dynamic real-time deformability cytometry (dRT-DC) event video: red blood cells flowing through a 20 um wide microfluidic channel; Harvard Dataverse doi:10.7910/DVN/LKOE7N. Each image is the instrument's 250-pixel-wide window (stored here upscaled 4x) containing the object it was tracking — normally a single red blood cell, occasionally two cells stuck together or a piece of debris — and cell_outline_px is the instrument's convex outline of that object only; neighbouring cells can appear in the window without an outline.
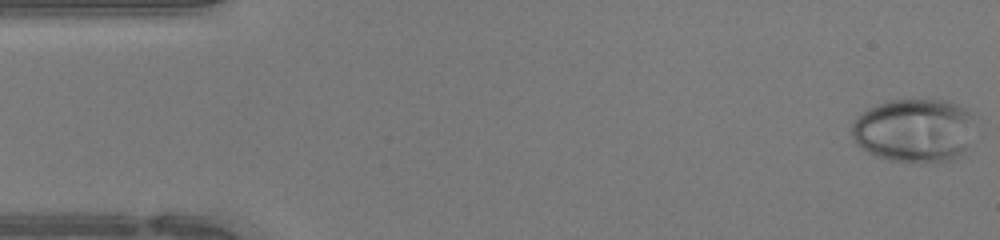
{"species": "human", "species_latin": "Homo sapiens", "temperature_condition": "warm", "stored_images_in_passage": 47, "camera_frame_rate_fps": 3000, "um_per_image_px": 0.085, "donor": {"sex": "female"}, "frame": {"image": 1, "passage_image": 1, "time_ms": 0.0, "image_size_px": [1000, 240], "cell_outline_px": [[976, 116], [968, 144], [964, 152], [960, 156], [952, 160], [924, 164], [908, 164], [888, 160], [876, 156], [860, 148], [856, 144], [852, 136], [852, 124], [856, 116], [860, 112], [876, 104], [888, 100], [948, 100], [960, 104], [976, 112]], "centroid_in_image_um": [77.74, 11.09], "position_along_channel_um": 7.3, "area_um2": 47.28}}
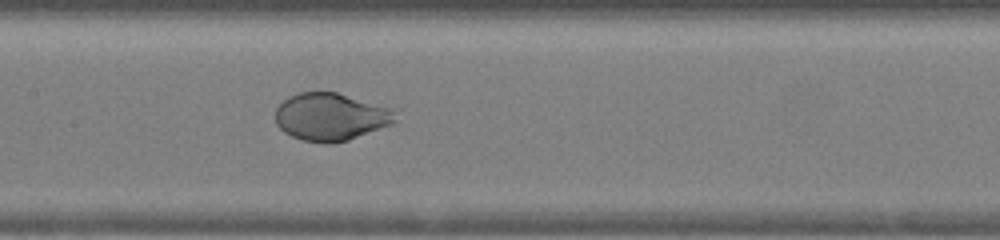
{"frame": {"image": 2, "passage_image": 22, "time_ms": 7.0, "image_size_px": [1000, 240], "cell_outline_px": [[396, 120], [392, 124], [348, 140], [332, 144], [328, 144], [304, 140], [292, 136], [284, 132], [276, 124], [276, 108], [288, 96], [300, 92], [336, 92], [392, 108]], "centroid_in_image_um": [28.1, 9.93], "position_along_channel_um": 179.3, "area_um2": 33.12}}
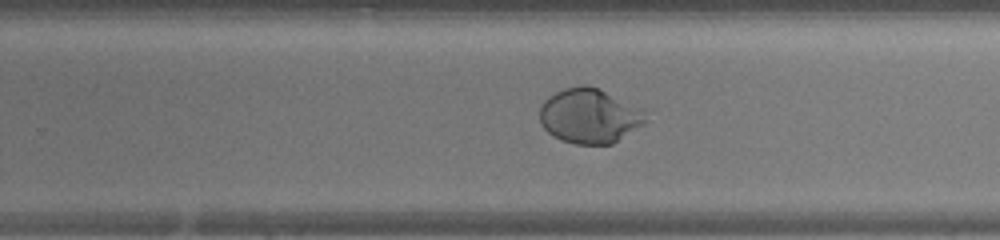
{"frame": {"image": 3, "passage_image": 29, "time_ms": 9.333, "image_size_px": [1000, 240], "cell_outline_px": [[648, 120], [644, 124], [612, 144], [576, 144], [560, 140], [552, 136], [540, 124], [540, 104], [548, 96], [564, 88], [584, 84], [588, 84], [644, 108]], "centroid_in_image_um": [50.11, 9.85], "position_along_channel_um": 279.7, "area_um2": 34.22}, "authors_computed_cell_mechanics": {"area_um2": 37.1654, "velocity_mm_per_s": 4.3171, "shape_relaxation_time_tau1_ms": 4.4046, "shape_relaxation_time_tau2_ms": null, "deformation_change_tau1": 0.2218, "deformation_change_tau2": null}}